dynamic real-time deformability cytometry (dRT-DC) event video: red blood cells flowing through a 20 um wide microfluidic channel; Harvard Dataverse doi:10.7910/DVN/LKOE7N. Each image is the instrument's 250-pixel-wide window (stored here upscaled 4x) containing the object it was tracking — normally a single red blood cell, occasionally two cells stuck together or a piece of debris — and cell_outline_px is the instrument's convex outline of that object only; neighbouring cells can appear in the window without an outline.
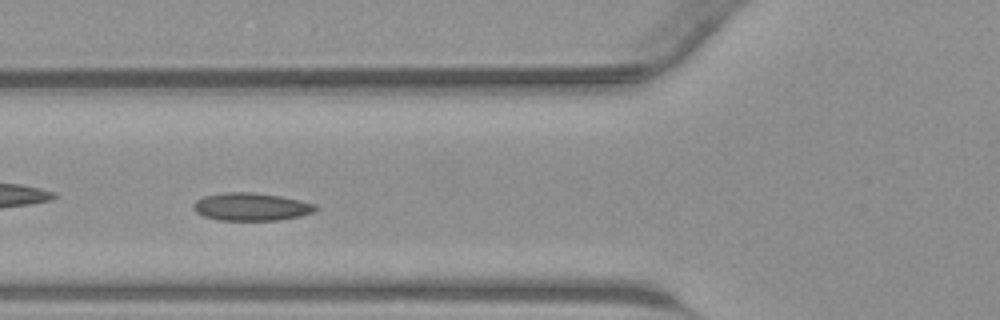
{"species": "common noctule bat (a hibernating species)", "species_latin": "Nyctalus noctula", "temperature_condition": "warm", "stored_images_in_passage": 34, "camera_frame_rate_fps": 3000, "um_per_image_px": 0.085, "animal": {"sex": "male", "body_mass_g": 23.1, "forearm_length_mm": 52.7}, "frame": {"image": 1, "passage_image": 10, "time_ms": 3.0, "image_size_px": [1000, 320], "cell_outline_px": [[320, 208], [312, 212], [300, 216], [280, 220], [220, 220], [204, 216], [196, 212], [192, 208], [192, 204], [196, 200], [204, 196], [224, 192], [256, 192], [280, 196], [300, 200], [316, 204]], "centroid_in_image_um": [21.36, 17.57], "position_along_channel_um": 104.4, "area_um2": 19.94}}
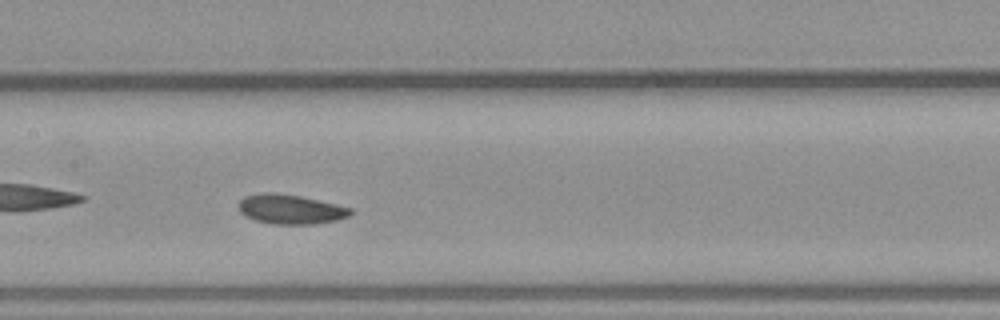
{"frame": {"image": 2, "passage_image": 15, "time_ms": 4.667, "image_size_px": [1000, 320], "cell_outline_px": [[352, 212], [348, 216], [336, 220], [316, 224], [272, 224], [256, 220], [240, 212], [240, 200], [244, 196], [264, 192], [272, 192], [300, 196], [336, 204], [352, 208]], "centroid_in_image_um": [24.71, 17.78], "position_along_channel_um": 182.7, "area_um2": 19.07}}